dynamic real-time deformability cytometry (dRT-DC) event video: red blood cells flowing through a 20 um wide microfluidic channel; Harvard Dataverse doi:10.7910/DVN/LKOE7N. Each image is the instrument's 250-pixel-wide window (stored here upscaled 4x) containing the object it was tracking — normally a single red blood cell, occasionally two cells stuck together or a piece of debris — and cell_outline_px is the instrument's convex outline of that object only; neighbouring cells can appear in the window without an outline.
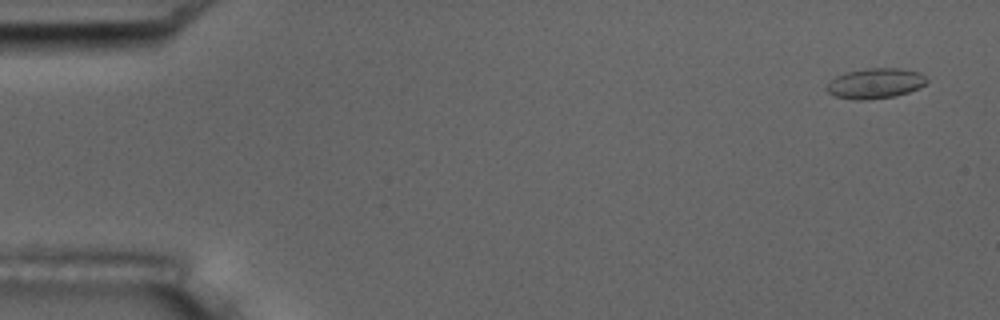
{"species": "common noctule bat (a hibernating species)", "species_latin": "Nyctalus noctula", "temperature_condition": "room temperature", "stored_images_in_passage": 5, "camera_frame_rate_fps": 3000, "um_per_image_px": 0.085, "animal": {"sex": "male", "body_mass_g": 17.5, "forearm_length_mm": 52.3}, "frame": {"image": 1, "passage_image": 1, "time_ms": 0.0, "image_size_px": [1000, 320], "cell_outline_px": [[928, 80], [920, 88], [896, 96], [864, 100], [856, 100], [836, 96], [828, 92], [824, 88], [836, 76], [848, 72], [868, 68], [900, 68], [920, 72]], "centroid_in_image_um": [74.42, 7.09], "position_along_channel_um": 10.6, "area_um2": 17.57}}
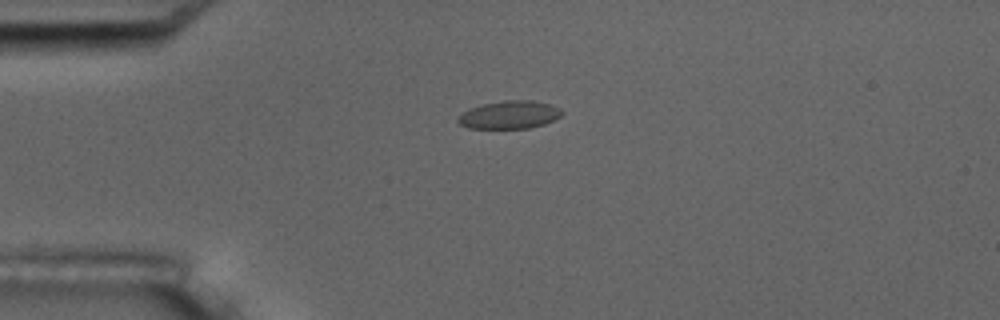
{"frame": {"image": 2, "passage_image": 4, "time_ms": 3.667, "image_size_px": [1000, 320], "cell_outline_px": [[564, 112], [560, 116], [544, 124], [528, 128], [468, 128], [460, 124], [456, 120], [468, 108], [480, 104], [504, 100], [532, 100], [548, 104], [560, 108]], "centroid_in_image_um": [43.28, 9.75], "position_along_channel_um": 41.7, "area_um2": 16.88}}